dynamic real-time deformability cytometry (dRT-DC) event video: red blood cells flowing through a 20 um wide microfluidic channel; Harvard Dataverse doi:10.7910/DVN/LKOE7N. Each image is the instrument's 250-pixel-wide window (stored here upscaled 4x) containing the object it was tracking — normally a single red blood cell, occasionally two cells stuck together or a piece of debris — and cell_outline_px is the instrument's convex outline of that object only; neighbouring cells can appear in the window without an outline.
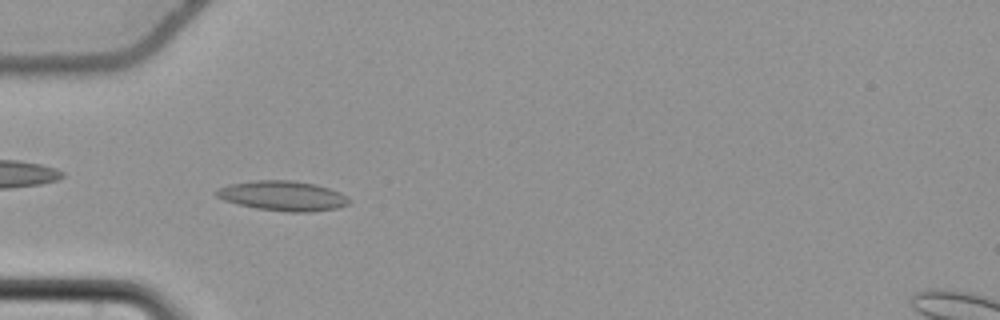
{"species": "common noctule bat (a hibernating species)", "species_latin": "Nyctalus noctula", "temperature_condition": "cold", "stored_images_in_passage": 52, "camera_frame_rate_fps": 3000, "um_per_image_px": 0.085, "animal": {"sex": "female", "body_mass_g": 22.7, "forearm_length_mm": 54.2}, "frame": {"image": 1, "passage_image": 13, "time_ms": 4.0, "image_size_px": [1000, 320], "cell_outline_px": [[352, 200], [348, 204], [336, 208], [312, 212], [288, 212], [256, 208], [224, 200], [216, 196], [216, 188], [228, 184], [256, 180], [292, 180], [316, 184], [340, 192]], "centroid_in_image_um": [24.04, 16.64], "position_along_channel_um": 61.0, "area_um2": 23.12}}
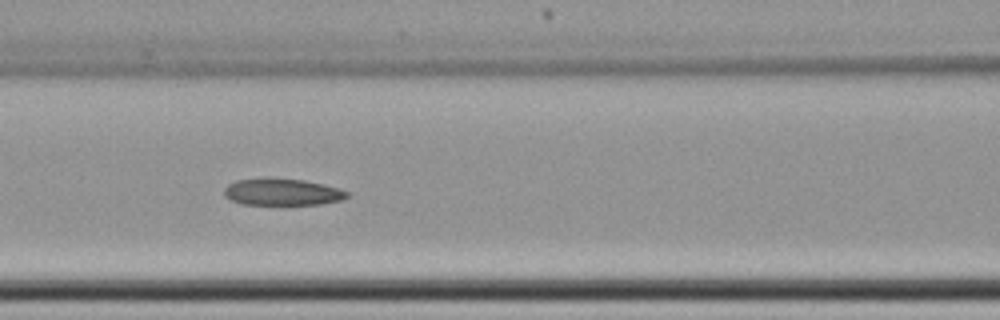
{"frame": {"image": 2, "passage_image": 20, "time_ms": 6.333, "image_size_px": [1000, 320], "cell_outline_px": [[348, 196], [344, 200], [320, 204], [240, 204], [224, 196], [224, 188], [228, 184], [236, 180], [264, 176], [268, 176], [304, 180], [324, 184], [340, 188], [348, 192]], "centroid_in_image_um": [23.97, 16.29], "position_along_channel_um": 142.6, "area_um2": 19.71}}
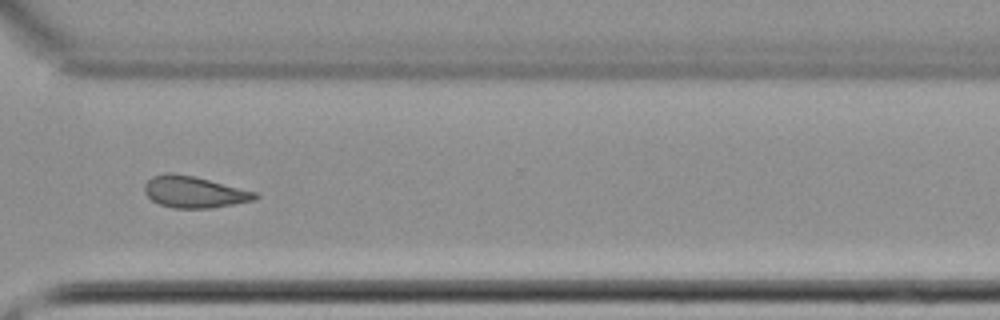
{"frame": {"image": 3, "passage_image": 37, "time_ms": 12.0, "image_size_px": [1000, 320], "cell_outline_px": [[260, 196], [256, 200], [208, 208], [172, 208], [160, 204], [152, 200], [144, 192], [144, 184], [152, 176], [168, 172], [172, 172], [192, 176], [256, 192]], "centroid_in_image_um": [16.47, 16.32], "position_along_channel_um": 354.1, "area_um2": 20.11}, "authors_computed_cell_mechanics": {"area_um2": 20.3456, "velocity_mm_per_s": 3.7253, "shape_relaxation_time_tau1_ms": 11.259, "shape_relaxation_time_tau2_ms": 10.0114, "deformation_change_tau1": 0.1515, "deformation_change_tau2": 0.1652}}